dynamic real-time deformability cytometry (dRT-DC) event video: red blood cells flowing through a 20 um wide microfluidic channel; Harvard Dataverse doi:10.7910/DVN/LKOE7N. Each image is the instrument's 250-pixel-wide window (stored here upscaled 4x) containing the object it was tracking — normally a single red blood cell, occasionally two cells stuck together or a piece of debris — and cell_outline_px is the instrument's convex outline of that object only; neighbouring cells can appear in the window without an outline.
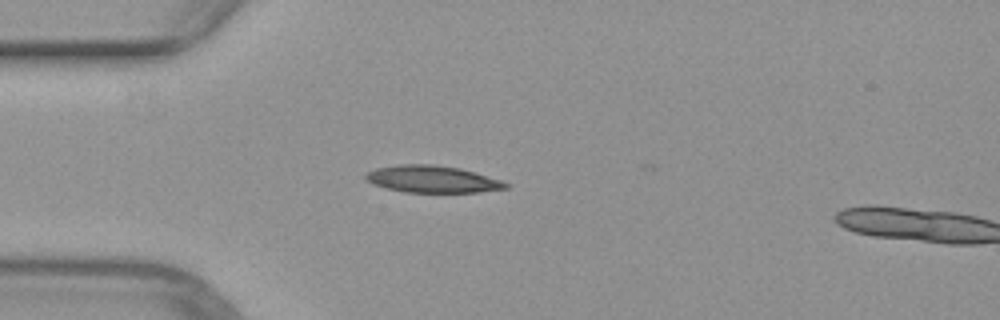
{"species": "common noctule bat (a hibernating species)", "species_latin": "Nyctalus noctula", "temperature_condition": "warm", "stored_images_in_passage": 16, "camera_frame_rate_fps": 3000, "um_per_image_px": 0.085, "animal": {"sex": "female", "body_mass_g": 29.2, "forearm_length_mm": 56.3}, "frame": {"image": 1, "passage_image": 14, "time_ms": 4.333, "image_size_px": [1000, 320], "cell_outline_px": [[508, 188], [476, 192], [404, 192], [388, 188], [376, 184], [368, 180], [364, 176], [368, 172], [376, 168], [400, 164], [432, 164], [460, 168], [500, 180], [508, 184]], "centroid_in_image_um": [36.75, 15.22], "position_along_channel_um": 48.3, "area_um2": 21.62}}